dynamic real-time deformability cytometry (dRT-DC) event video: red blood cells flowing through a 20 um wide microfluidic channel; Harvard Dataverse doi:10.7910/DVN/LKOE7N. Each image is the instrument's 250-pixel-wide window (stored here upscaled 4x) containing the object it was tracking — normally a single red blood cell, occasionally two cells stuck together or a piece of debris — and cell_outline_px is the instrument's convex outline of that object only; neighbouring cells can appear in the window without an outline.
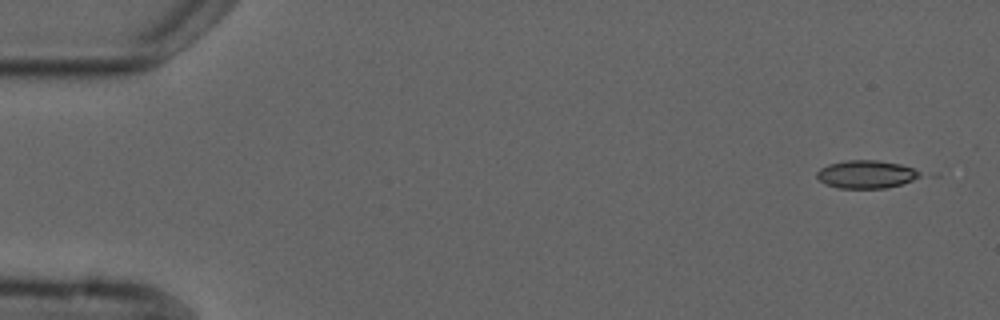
{"species": "common noctule bat (a hibernating species)", "species_latin": "Nyctalus noctula", "temperature_condition": "cold", "stored_images_in_passage": 4, "camera_frame_rate_fps": 3000, "um_per_image_px": 0.085, "animal": {"sex": "male", "forearm_length_mm": 52.5}, "frame": {"image": 1, "passage_image": 1, "time_ms": 0.0, "image_size_px": [1000, 320], "cell_outline_px": [[920, 176], [912, 180], [900, 184], [884, 188], [840, 188], [828, 184], [820, 180], [816, 176], [816, 172], [820, 168], [828, 164], [844, 160], [876, 160], [900, 164], [912, 168], [920, 172]], "centroid_in_image_um": [73.59, 14.8], "position_along_channel_um": 11.4, "area_um2": 16.59}}